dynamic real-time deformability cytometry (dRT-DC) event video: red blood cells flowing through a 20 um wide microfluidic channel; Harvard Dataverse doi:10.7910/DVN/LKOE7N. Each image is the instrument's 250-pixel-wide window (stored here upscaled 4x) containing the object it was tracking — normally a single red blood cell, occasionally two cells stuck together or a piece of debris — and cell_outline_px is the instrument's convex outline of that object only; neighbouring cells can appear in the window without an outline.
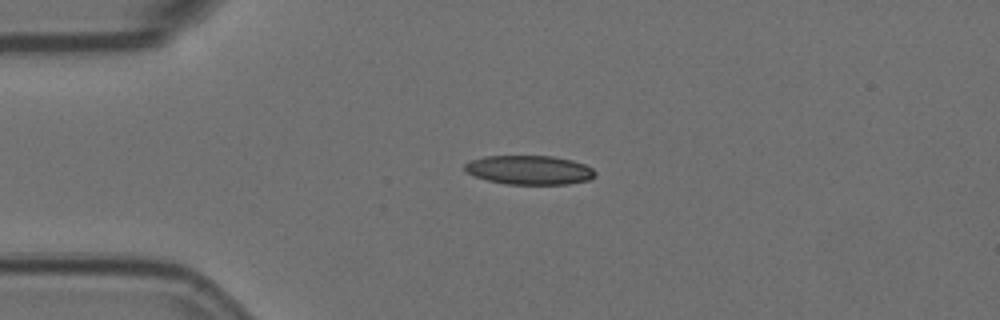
{"species": "Egyptian fruit bat (a non-hibernating species)", "species_latin": "Rousettus aegyptiacus", "temperature_condition": "room temperature", "stored_images_in_passage": 4, "camera_frame_rate_fps": 3000, "um_per_image_px": 0.085, "animal": {"sex": "female"}, "frame": {"image": 1, "passage_image": 3, "time_ms": 0.667, "image_size_px": [1000, 320], "cell_outline_px": [[596, 176], [588, 180], [568, 184], [504, 184], [488, 180], [476, 176], [468, 172], [464, 168], [464, 164], [472, 160], [484, 156], [552, 156], [572, 160], [584, 164], [592, 168], [596, 172]], "centroid_in_image_um": [45.02, 14.45], "position_along_channel_um": 40.0, "area_um2": 22.02}}